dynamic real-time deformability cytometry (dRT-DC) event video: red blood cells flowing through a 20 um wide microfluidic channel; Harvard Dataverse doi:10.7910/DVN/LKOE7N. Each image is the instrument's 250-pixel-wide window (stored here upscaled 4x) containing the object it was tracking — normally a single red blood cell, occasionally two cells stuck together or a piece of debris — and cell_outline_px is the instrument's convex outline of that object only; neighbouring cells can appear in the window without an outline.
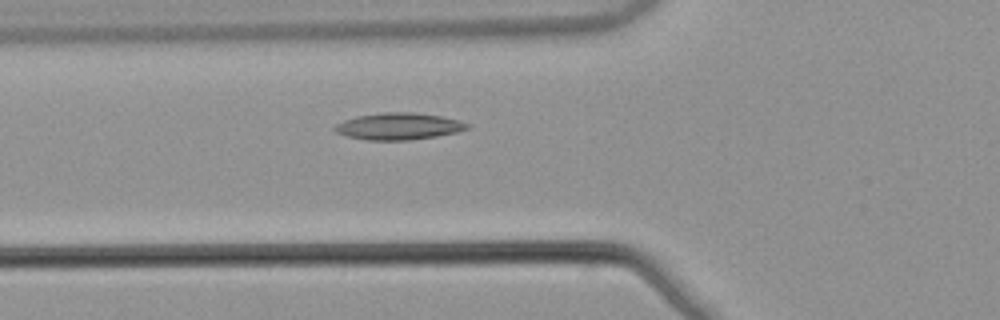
{"species": "common noctule bat (a hibernating species)", "species_latin": "Nyctalus noctula", "temperature_condition": "warm", "stored_images_in_passage": 47, "camera_frame_rate_fps": 3000, "um_per_image_px": 0.085, "animal": {"sex": "male", "body_mass_g": 21.5, "forearm_length_mm": 52.0}, "frame": {"image": 1, "passage_image": 17, "time_ms": 5.333, "image_size_px": [1000, 320], "cell_outline_px": [[472, 128], [460, 132], [436, 136], [408, 140], [368, 140], [348, 136], [336, 132], [332, 128], [336, 124], [344, 120], [356, 116], [380, 112], [416, 112], [440, 116], [472, 124]], "centroid_in_image_um": [33.92, 10.73], "position_along_channel_um": 91.9, "area_um2": 20.87}}
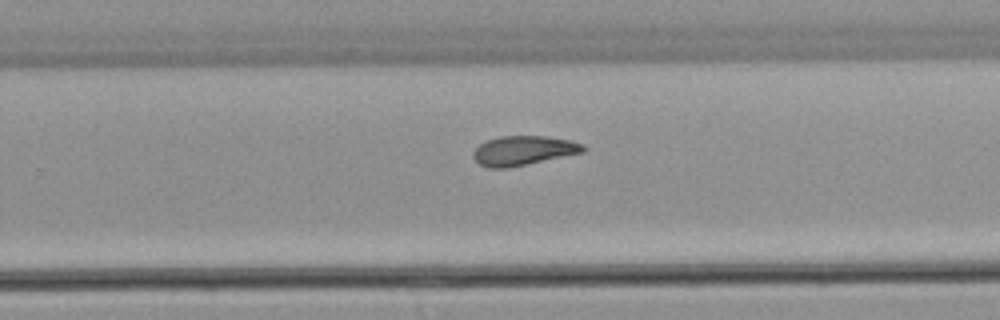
{"frame": {"image": 2, "passage_image": 32, "time_ms": 10.333, "image_size_px": [1000, 320], "cell_outline_px": [[588, 148], [584, 152], [508, 168], [492, 168], [480, 164], [472, 156], [472, 152], [480, 144], [488, 140], [500, 136], [544, 136], [568, 140], [584, 144]], "centroid_in_image_um": [44.5, 12.8], "position_along_channel_um": 285.3, "area_um2": 18.73}}
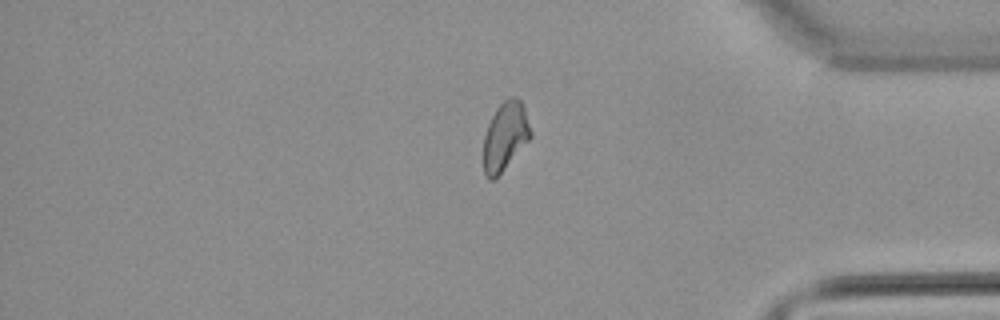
{"frame": {"image": 3, "passage_image": 42, "time_ms": 13.667, "image_size_px": [1000, 320], "cell_outline_px": [[532, 136], [500, 172], [492, 180], [488, 180], [484, 172], [484, 136], [488, 124], [496, 108], [508, 96], [512, 96], [520, 100], [524, 108], [532, 132]], "centroid_in_image_um": [42.93, 11.54], "position_along_channel_um": 392.3, "area_um2": 18.38}}